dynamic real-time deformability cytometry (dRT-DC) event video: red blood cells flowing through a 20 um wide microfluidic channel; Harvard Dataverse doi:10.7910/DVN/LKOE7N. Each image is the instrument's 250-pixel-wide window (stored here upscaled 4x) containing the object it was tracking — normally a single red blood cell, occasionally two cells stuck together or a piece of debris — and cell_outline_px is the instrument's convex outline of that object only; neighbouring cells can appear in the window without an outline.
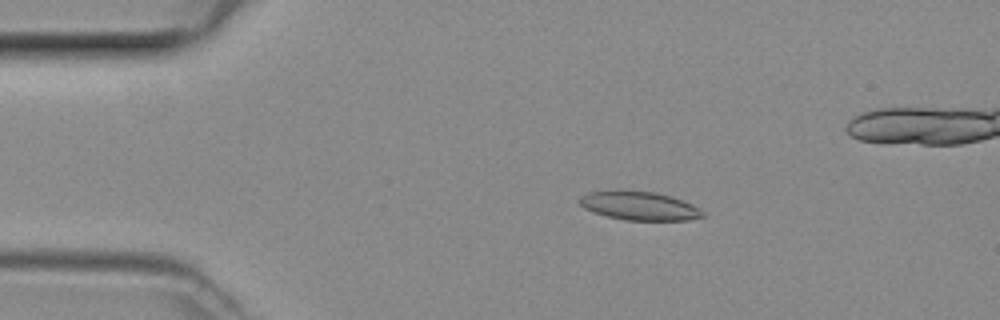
{"species": "common noctule bat (a hibernating species)", "species_latin": "Nyctalus noctula", "temperature_condition": "room temperature", "stored_images_in_passage": 47, "camera_frame_rate_fps": 3000, "um_per_image_px": 0.085, "animal": {"sex": "female", "body_mass_g": 29.2, "forearm_length_mm": 56.3}, "frame": {"image": 1, "passage_image": 8, "time_ms": 2.333, "image_size_px": [1000, 320], "cell_outline_px": [[708, 216], [688, 220], [624, 220], [592, 212], [584, 208], [576, 200], [580, 196], [588, 192], [620, 188], [656, 192], [672, 196], [692, 204], [704, 212]], "centroid_in_image_um": [54.3, 17.46], "position_along_channel_um": 30.7, "area_um2": 21.27}}
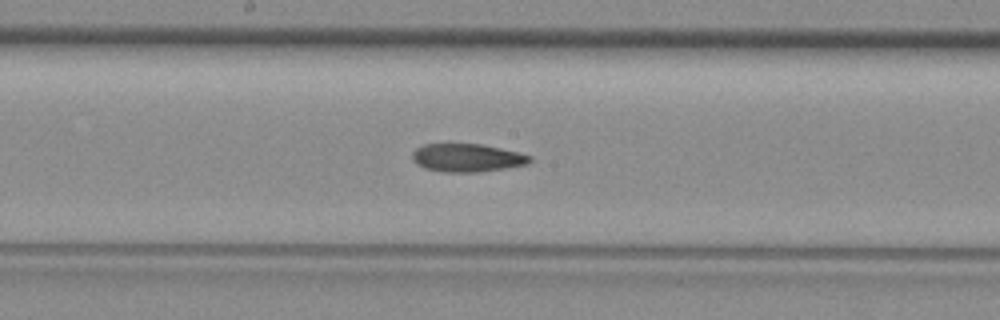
{"frame": {"image": 2, "passage_image": 24, "time_ms": 7.667, "image_size_px": [1000, 320], "cell_outline_px": [[532, 160], [528, 164], [480, 172], [444, 172], [424, 168], [416, 164], [412, 160], [412, 152], [416, 148], [424, 144], [480, 144], [500, 148], [532, 156]], "centroid_in_image_um": [39.67, 13.41], "position_along_channel_um": 208.5, "area_um2": 19.25}}
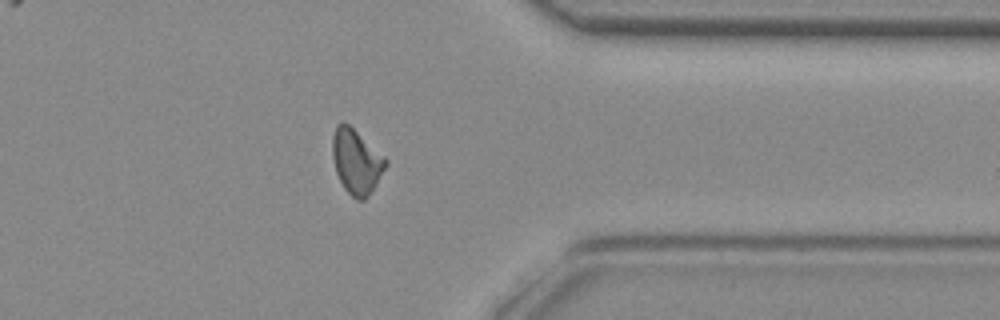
{"frame": {"image": 3, "passage_image": 37, "time_ms": 12.0, "image_size_px": [1000, 320], "cell_outline_px": [[388, 164], [368, 196], [364, 200], [356, 200], [344, 188], [336, 172], [332, 156], [332, 136], [336, 124], [344, 120], [384, 156], [388, 160]], "centroid_in_image_um": [30.27, 13.71], "position_along_channel_um": 381.1, "area_um2": 20.0}}